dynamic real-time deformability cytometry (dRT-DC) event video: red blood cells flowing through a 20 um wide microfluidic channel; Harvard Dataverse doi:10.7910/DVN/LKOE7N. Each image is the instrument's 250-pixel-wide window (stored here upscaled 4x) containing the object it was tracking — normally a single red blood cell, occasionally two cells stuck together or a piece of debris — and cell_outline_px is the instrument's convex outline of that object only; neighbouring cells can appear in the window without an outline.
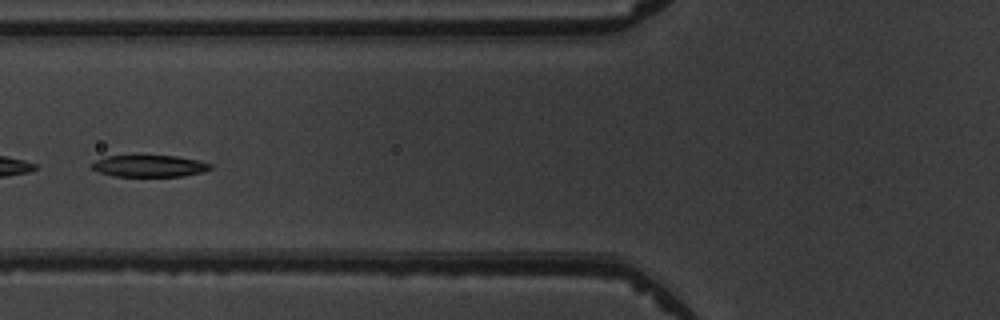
{"species": "common noctule bat (a hibernating species)", "species_latin": "Nyctalus noctula", "temperature_condition": "warm", "stored_images_in_passage": 7, "camera_frame_rate_fps": 3000, "um_per_image_px": 0.085, "animal": {"sex": "male", "body_mass_g": 19.5, "forearm_length_mm": 54.6}, "frame": {"image": 1, "passage_image": 7, "time_ms": 7.0, "image_size_px": [1000, 320], "cell_outline_px": [[212, 168], [204, 172], [184, 176], [112, 176], [96, 172], [92, 168], [92, 164], [96, 160], [108, 156], [176, 156], [196, 160], [212, 164]], "centroid_in_image_um": [12.7, 14.12], "position_along_channel_um": 113.1, "area_um2": 14.97}}